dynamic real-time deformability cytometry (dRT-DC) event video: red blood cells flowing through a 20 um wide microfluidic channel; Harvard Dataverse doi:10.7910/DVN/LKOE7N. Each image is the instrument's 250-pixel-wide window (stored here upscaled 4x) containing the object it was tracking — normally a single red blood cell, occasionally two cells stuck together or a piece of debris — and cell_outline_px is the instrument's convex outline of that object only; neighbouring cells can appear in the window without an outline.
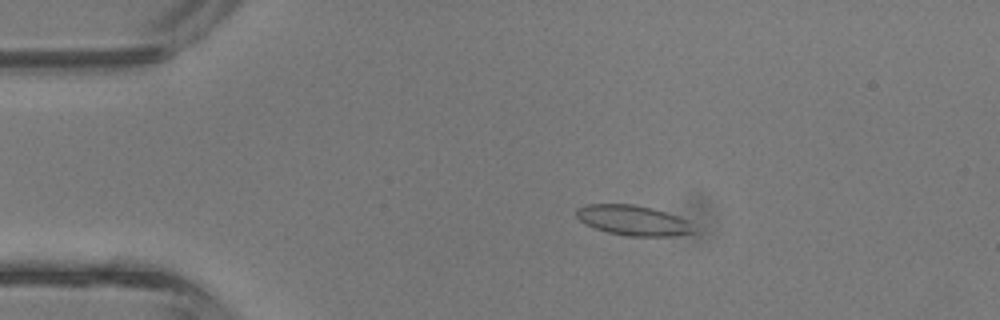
{"species": "common noctule bat (a hibernating species)", "species_latin": "Nyctalus noctula", "temperature_condition": "room temperature", "stored_images_in_passage": 37, "camera_frame_rate_fps": 3000, "um_per_image_px": 0.085, "animal": {"sex": "male", "body_mass_g": 13.3}, "frame": {"image": 1, "passage_image": 4, "time_ms": 1.0, "image_size_px": [1000, 320], "cell_outline_px": [[696, 232], [668, 236], [624, 236], [608, 232], [596, 228], [580, 220], [576, 216], [576, 208], [588, 204], [632, 204], [652, 208], [676, 216], [684, 220]], "centroid_in_image_um": [53.75, 18.73], "position_along_channel_um": 31.3, "area_um2": 20.11}}
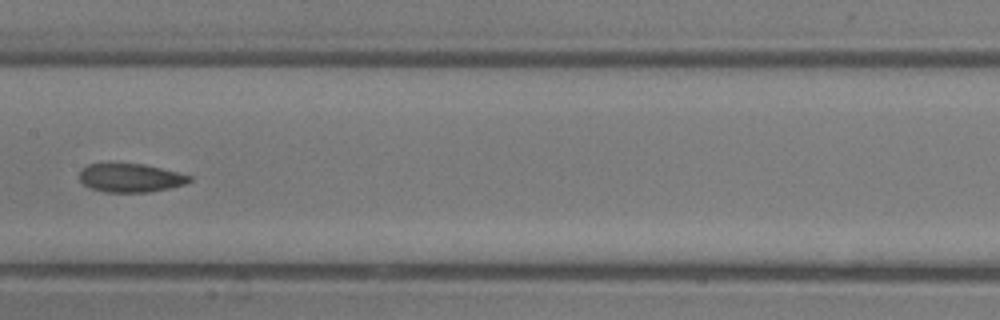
{"frame": {"image": 2, "passage_image": 17, "time_ms": 5.333, "image_size_px": [1000, 320], "cell_outline_px": [[192, 180], [184, 184], [168, 188], [148, 192], [104, 192], [92, 188], [84, 184], [80, 180], [80, 168], [88, 164], [144, 164], [192, 176]], "centroid_in_image_um": [11.07, 15.12], "position_along_channel_um": 196.3, "area_um2": 18.09}}
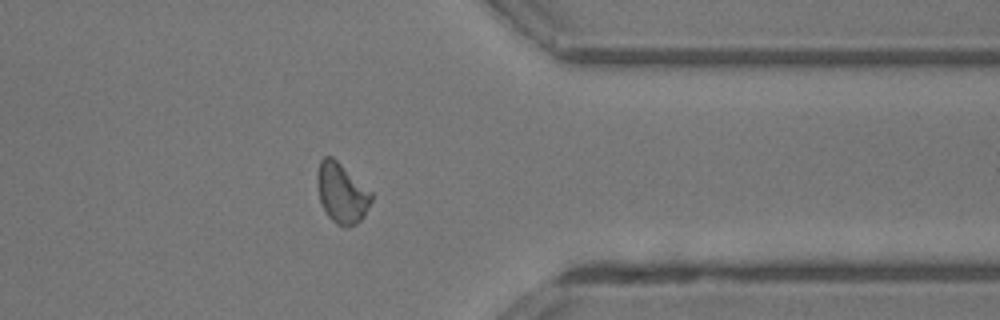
{"frame": {"image": 3, "passage_image": 29, "time_ms": 9.333, "image_size_px": [1000, 320], "cell_outline_px": [[372, 200], [364, 216], [356, 224], [344, 228], [336, 224], [328, 216], [320, 200], [316, 184], [316, 176], [320, 160], [324, 156], [332, 156], [372, 192]], "centroid_in_image_um": [29.03, 16.41], "position_along_channel_um": 382.4, "area_um2": 18.96}, "authors_computed_cell_mechanics": {"area_um2": 18.9584, "velocity_mm_per_s": 4.9387, "shape_relaxation_time_tau1_ms": 5.9344, "shape_relaxation_time_tau2_ms": 2.333, "deformation_change_tau1": 0.1386, "deformation_change_tau2": 0.0608}}